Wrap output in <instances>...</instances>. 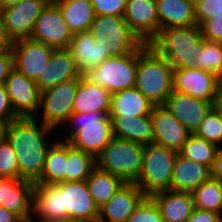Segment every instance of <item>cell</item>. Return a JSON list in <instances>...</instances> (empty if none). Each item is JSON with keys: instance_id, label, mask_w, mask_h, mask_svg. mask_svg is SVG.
<instances>
[{"instance_id": "6da1fadb", "label": "cell", "mask_w": 222, "mask_h": 222, "mask_svg": "<svg viewBox=\"0 0 222 222\" xmlns=\"http://www.w3.org/2000/svg\"><path fill=\"white\" fill-rule=\"evenodd\" d=\"M52 131L35 118H19L6 125L5 137L16 152L20 179L32 183L40 180L47 151L54 142L48 138Z\"/></svg>"}, {"instance_id": "7a4b0ae2", "label": "cell", "mask_w": 222, "mask_h": 222, "mask_svg": "<svg viewBox=\"0 0 222 222\" xmlns=\"http://www.w3.org/2000/svg\"><path fill=\"white\" fill-rule=\"evenodd\" d=\"M70 130L59 138L67 141L73 148L84 151L97 158L114 138L112 119L109 111L91 113L73 112L67 122ZM66 133V134H65Z\"/></svg>"}, {"instance_id": "3957f363", "label": "cell", "mask_w": 222, "mask_h": 222, "mask_svg": "<svg viewBox=\"0 0 222 222\" xmlns=\"http://www.w3.org/2000/svg\"><path fill=\"white\" fill-rule=\"evenodd\" d=\"M174 68L150 45L138 51L135 88L154 106H163L173 92Z\"/></svg>"}, {"instance_id": "277c9868", "label": "cell", "mask_w": 222, "mask_h": 222, "mask_svg": "<svg viewBox=\"0 0 222 222\" xmlns=\"http://www.w3.org/2000/svg\"><path fill=\"white\" fill-rule=\"evenodd\" d=\"M202 31L198 25L167 28L149 44L174 69L194 68V54L203 41Z\"/></svg>"}, {"instance_id": "5b68a950", "label": "cell", "mask_w": 222, "mask_h": 222, "mask_svg": "<svg viewBox=\"0 0 222 222\" xmlns=\"http://www.w3.org/2000/svg\"><path fill=\"white\" fill-rule=\"evenodd\" d=\"M143 147L142 170L135 184L146 196H151L159 191L170 190L178 152L165 148L156 141H150Z\"/></svg>"}, {"instance_id": "8992f818", "label": "cell", "mask_w": 222, "mask_h": 222, "mask_svg": "<svg viewBox=\"0 0 222 222\" xmlns=\"http://www.w3.org/2000/svg\"><path fill=\"white\" fill-rule=\"evenodd\" d=\"M89 32L110 56H125L147 45L122 16L96 15Z\"/></svg>"}, {"instance_id": "52a82bcc", "label": "cell", "mask_w": 222, "mask_h": 222, "mask_svg": "<svg viewBox=\"0 0 222 222\" xmlns=\"http://www.w3.org/2000/svg\"><path fill=\"white\" fill-rule=\"evenodd\" d=\"M142 144L113 138L96 158L97 166L126 183H135L143 164Z\"/></svg>"}, {"instance_id": "ba28073f", "label": "cell", "mask_w": 222, "mask_h": 222, "mask_svg": "<svg viewBox=\"0 0 222 222\" xmlns=\"http://www.w3.org/2000/svg\"><path fill=\"white\" fill-rule=\"evenodd\" d=\"M137 67L138 51H134L125 56H111L83 76L114 94L135 87Z\"/></svg>"}, {"instance_id": "9c48e42d", "label": "cell", "mask_w": 222, "mask_h": 222, "mask_svg": "<svg viewBox=\"0 0 222 222\" xmlns=\"http://www.w3.org/2000/svg\"><path fill=\"white\" fill-rule=\"evenodd\" d=\"M79 78L62 82L41 92L39 112L44 125L56 130L61 129L73 113V103L78 88ZM39 118V119H38Z\"/></svg>"}, {"instance_id": "30bf717a", "label": "cell", "mask_w": 222, "mask_h": 222, "mask_svg": "<svg viewBox=\"0 0 222 222\" xmlns=\"http://www.w3.org/2000/svg\"><path fill=\"white\" fill-rule=\"evenodd\" d=\"M48 3V0H23L0 10L7 36L12 41L30 38L36 20Z\"/></svg>"}, {"instance_id": "8fae6325", "label": "cell", "mask_w": 222, "mask_h": 222, "mask_svg": "<svg viewBox=\"0 0 222 222\" xmlns=\"http://www.w3.org/2000/svg\"><path fill=\"white\" fill-rule=\"evenodd\" d=\"M173 91L214 104L222 92L219 77L199 68L174 70Z\"/></svg>"}, {"instance_id": "7c38bea8", "label": "cell", "mask_w": 222, "mask_h": 222, "mask_svg": "<svg viewBox=\"0 0 222 222\" xmlns=\"http://www.w3.org/2000/svg\"><path fill=\"white\" fill-rule=\"evenodd\" d=\"M73 38L59 7L49 2L36 20L31 40L44 43L53 49H68Z\"/></svg>"}, {"instance_id": "4fadbf2b", "label": "cell", "mask_w": 222, "mask_h": 222, "mask_svg": "<svg viewBox=\"0 0 222 222\" xmlns=\"http://www.w3.org/2000/svg\"><path fill=\"white\" fill-rule=\"evenodd\" d=\"M3 85L19 118L39 116L41 91L34 80L13 68Z\"/></svg>"}, {"instance_id": "5bb4252c", "label": "cell", "mask_w": 222, "mask_h": 222, "mask_svg": "<svg viewBox=\"0 0 222 222\" xmlns=\"http://www.w3.org/2000/svg\"><path fill=\"white\" fill-rule=\"evenodd\" d=\"M55 185L62 191L63 211L68 213V222L99 219L100 209L89 192L86 180L65 181Z\"/></svg>"}, {"instance_id": "9a60e30c", "label": "cell", "mask_w": 222, "mask_h": 222, "mask_svg": "<svg viewBox=\"0 0 222 222\" xmlns=\"http://www.w3.org/2000/svg\"><path fill=\"white\" fill-rule=\"evenodd\" d=\"M11 49L13 68L34 81L37 80L39 75H42L45 65L55 50L30 38L13 41Z\"/></svg>"}, {"instance_id": "2e32d148", "label": "cell", "mask_w": 222, "mask_h": 222, "mask_svg": "<svg viewBox=\"0 0 222 222\" xmlns=\"http://www.w3.org/2000/svg\"><path fill=\"white\" fill-rule=\"evenodd\" d=\"M124 19L145 44H150L160 32L157 0H127Z\"/></svg>"}, {"instance_id": "e0dca14e", "label": "cell", "mask_w": 222, "mask_h": 222, "mask_svg": "<svg viewBox=\"0 0 222 222\" xmlns=\"http://www.w3.org/2000/svg\"><path fill=\"white\" fill-rule=\"evenodd\" d=\"M34 183L20 178H0V206L23 221L33 217Z\"/></svg>"}, {"instance_id": "ac0fdd59", "label": "cell", "mask_w": 222, "mask_h": 222, "mask_svg": "<svg viewBox=\"0 0 222 222\" xmlns=\"http://www.w3.org/2000/svg\"><path fill=\"white\" fill-rule=\"evenodd\" d=\"M153 141L179 152L191 133L164 106H154L151 111Z\"/></svg>"}, {"instance_id": "d6986e66", "label": "cell", "mask_w": 222, "mask_h": 222, "mask_svg": "<svg viewBox=\"0 0 222 222\" xmlns=\"http://www.w3.org/2000/svg\"><path fill=\"white\" fill-rule=\"evenodd\" d=\"M32 221L68 222V213L63 211L62 191L55 184L34 183Z\"/></svg>"}, {"instance_id": "ffe728a7", "label": "cell", "mask_w": 222, "mask_h": 222, "mask_svg": "<svg viewBox=\"0 0 222 222\" xmlns=\"http://www.w3.org/2000/svg\"><path fill=\"white\" fill-rule=\"evenodd\" d=\"M163 106L193 134L213 104L200 98L173 91Z\"/></svg>"}, {"instance_id": "44dd1931", "label": "cell", "mask_w": 222, "mask_h": 222, "mask_svg": "<svg viewBox=\"0 0 222 222\" xmlns=\"http://www.w3.org/2000/svg\"><path fill=\"white\" fill-rule=\"evenodd\" d=\"M145 196L135 183H126L100 208L99 220L102 222H127Z\"/></svg>"}, {"instance_id": "7402d4cb", "label": "cell", "mask_w": 222, "mask_h": 222, "mask_svg": "<svg viewBox=\"0 0 222 222\" xmlns=\"http://www.w3.org/2000/svg\"><path fill=\"white\" fill-rule=\"evenodd\" d=\"M81 73L76 68L74 59L67 49H56L52 52L42 75L35 81L40 91H44L59 83L78 79Z\"/></svg>"}, {"instance_id": "603a6c76", "label": "cell", "mask_w": 222, "mask_h": 222, "mask_svg": "<svg viewBox=\"0 0 222 222\" xmlns=\"http://www.w3.org/2000/svg\"><path fill=\"white\" fill-rule=\"evenodd\" d=\"M67 50L74 59L75 66L81 75L96 68L104 60L111 57L95 41L94 36L90 32L74 34Z\"/></svg>"}, {"instance_id": "cb8c5ba5", "label": "cell", "mask_w": 222, "mask_h": 222, "mask_svg": "<svg viewBox=\"0 0 222 222\" xmlns=\"http://www.w3.org/2000/svg\"><path fill=\"white\" fill-rule=\"evenodd\" d=\"M210 178V168L208 166L187 159L178 153L174 164L170 190L192 193Z\"/></svg>"}, {"instance_id": "d4e9b609", "label": "cell", "mask_w": 222, "mask_h": 222, "mask_svg": "<svg viewBox=\"0 0 222 222\" xmlns=\"http://www.w3.org/2000/svg\"><path fill=\"white\" fill-rule=\"evenodd\" d=\"M151 197L160 209L163 222H187L195 208L190 192L164 190Z\"/></svg>"}, {"instance_id": "484cf974", "label": "cell", "mask_w": 222, "mask_h": 222, "mask_svg": "<svg viewBox=\"0 0 222 222\" xmlns=\"http://www.w3.org/2000/svg\"><path fill=\"white\" fill-rule=\"evenodd\" d=\"M112 119L113 137L134 143L153 141V122L150 115H109Z\"/></svg>"}, {"instance_id": "4316f807", "label": "cell", "mask_w": 222, "mask_h": 222, "mask_svg": "<svg viewBox=\"0 0 222 222\" xmlns=\"http://www.w3.org/2000/svg\"><path fill=\"white\" fill-rule=\"evenodd\" d=\"M111 95L106 88L92 84L81 75L73 103V112L110 111Z\"/></svg>"}, {"instance_id": "83f0119b", "label": "cell", "mask_w": 222, "mask_h": 222, "mask_svg": "<svg viewBox=\"0 0 222 222\" xmlns=\"http://www.w3.org/2000/svg\"><path fill=\"white\" fill-rule=\"evenodd\" d=\"M157 14L160 31L197 25L194 5L185 0H157Z\"/></svg>"}, {"instance_id": "f1b7e54d", "label": "cell", "mask_w": 222, "mask_h": 222, "mask_svg": "<svg viewBox=\"0 0 222 222\" xmlns=\"http://www.w3.org/2000/svg\"><path fill=\"white\" fill-rule=\"evenodd\" d=\"M54 3L73 35L89 32L96 17L91 0H57Z\"/></svg>"}, {"instance_id": "f546056e", "label": "cell", "mask_w": 222, "mask_h": 222, "mask_svg": "<svg viewBox=\"0 0 222 222\" xmlns=\"http://www.w3.org/2000/svg\"><path fill=\"white\" fill-rule=\"evenodd\" d=\"M154 105L135 87L111 95L109 115H150Z\"/></svg>"}, {"instance_id": "4dcf8cb0", "label": "cell", "mask_w": 222, "mask_h": 222, "mask_svg": "<svg viewBox=\"0 0 222 222\" xmlns=\"http://www.w3.org/2000/svg\"><path fill=\"white\" fill-rule=\"evenodd\" d=\"M53 134L57 140L51 144L47 151L44 168L38 181L42 184L65 182L67 141L58 139L61 133L54 132Z\"/></svg>"}, {"instance_id": "1f68e13d", "label": "cell", "mask_w": 222, "mask_h": 222, "mask_svg": "<svg viewBox=\"0 0 222 222\" xmlns=\"http://www.w3.org/2000/svg\"><path fill=\"white\" fill-rule=\"evenodd\" d=\"M86 183L93 200L100 209L117 193L126 182L96 166Z\"/></svg>"}, {"instance_id": "d6a6232c", "label": "cell", "mask_w": 222, "mask_h": 222, "mask_svg": "<svg viewBox=\"0 0 222 222\" xmlns=\"http://www.w3.org/2000/svg\"><path fill=\"white\" fill-rule=\"evenodd\" d=\"M97 166L96 158L67 142L65 181H85Z\"/></svg>"}, {"instance_id": "836d02e7", "label": "cell", "mask_w": 222, "mask_h": 222, "mask_svg": "<svg viewBox=\"0 0 222 222\" xmlns=\"http://www.w3.org/2000/svg\"><path fill=\"white\" fill-rule=\"evenodd\" d=\"M191 194L195 208L220 214L222 207V182L210 178Z\"/></svg>"}, {"instance_id": "e575fe53", "label": "cell", "mask_w": 222, "mask_h": 222, "mask_svg": "<svg viewBox=\"0 0 222 222\" xmlns=\"http://www.w3.org/2000/svg\"><path fill=\"white\" fill-rule=\"evenodd\" d=\"M219 149L217 145L191 134L178 153L187 159L211 168Z\"/></svg>"}, {"instance_id": "d590c367", "label": "cell", "mask_w": 222, "mask_h": 222, "mask_svg": "<svg viewBox=\"0 0 222 222\" xmlns=\"http://www.w3.org/2000/svg\"><path fill=\"white\" fill-rule=\"evenodd\" d=\"M193 58L195 60L194 68L211 72L220 77L222 73V43L203 39Z\"/></svg>"}, {"instance_id": "8d00e7d4", "label": "cell", "mask_w": 222, "mask_h": 222, "mask_svg": "<svg viewBox=\"0 0 222 222\" xmlns=\"http://www.w3.org/2000/svg\"><path fill=\"white\" fill-rule=\"evenodd\" d=\"M193 134L222 148V119L214 106Z\"/></svg>"}, {"instance_id": "74e56055", "label": "cell", "mask_w": 222, "mask_h": 222, "mask_svg": "<svg viewBox=\"0 0 222 222\" xmlns=\"http://www.w3.org/2000/svg\"><path fill=\"white\" fill-rule=\"evenodd\" d=\"M0 178H20L16 152L6 137L0 141Z\"/></svg>"}, {"instance_id": "f35d334b", "label": "cell", "mask_w": 222, "mask_h": 222, "mask_svg": "<svg viewBox=\"0 0 222 222\" xmlns=\"http://www.w3.org/2000/svg\"><path fill=\"white\" fill-rule=\"evenodd\" d=\"M127 222H163L160 209L151 196H145Z\"/></svg>"}, {"instance_id": "ab89813d", "label": "cell", "mask_w": 222, "mask_h": 222, "mask_svg": "<svg viewBox=\"0 0 222 222\" xmlns=\"http://www.w3.org/2000/svg\"><path fill=\"white\" fill-rule=\"evenodd\" d=\"M194 8L199 27L208 19L222 18V0H201Z\"/></svg>"}, {"instance_id": "60d3db41", "label": "cell", "mask_w": 222, "mask_h": 222, "mask_svg": "<svg viewBox=\"0 0 222 222\" xmlns=\"http://www.w3.org/2000/svg\"><path fill=\"white\" fill-rule=\"evenodd\" d=\"M96 15L124 17L127 0H91Z\"/></svg>"}, {"instance_id": "b9f144b4", "label": "cell", "mask_w": 222, "mask_h": 222, "mask_svg": "<svg viewBox=\"0 0 222 222\" xmlns=\"http://www.w3.org/2000/svg\"><path fill=\"white\" fill-rule=\"evenodd\" d=\"M202 36L210 42L222 43V18H211L201 26Z\"/></svg>"}, {"instance_id": "7bdbcfd3", "label": "cell", "mask_w": 222, "mask_h": 222, "mask_svg": "<svg viewBox=\"0 0 222 222\" xmlns=\"http://www.w3.org/2000/svg\"><path fill=\"white\" fill-rule=\"evenodd\" d=\"M17 119H19V117L15 114L6 88L2 84L0 85V123L8 125Z\"/></svg>"}, {"instance_id": "ee69618b", "label": "cell", "mask_w": 222, "mask_h": 222, "mask_svg": "<svg viewBox=\"0 0 222 222\" xmlns=\"http://www.w3.org/2000/svg\"><path fill=\"white\" fill-rule=\"evenodd\" d=\"M187 222H222L221 214L194 208Z\"/></svg>"}, {"instance_id": "f6af8a7d", "label": "cell", "mask_w": 222, "mask_h": 222, "mask_svg": "<svg viewBox=\"0 0 222 222\" xmlns=\"http://www.w3.org/2000/svg\"><path fill=\"white\" fill-rule=\"evenodd\" d=\"M13 69L12 50L0 52V85L4 84L9 72Z\"/></svg>"}, {"instance_id": "bcb514c9", "label": "cell", "mask_w": 222, "mask_h": 222, "mask_svg": "<svg viewBox=\"0 0 222 222\" xmlns=\"http://www.w3.org/2000/svg\"><path fill=\"white\" fill-rule=\"evenodd\" d=\"M211 179L219 180L222 182V148L216 154V157L210 168Z\"/></svg>"}, {"instance_id": "7dc6e473", "label": "cell", "mask_w": 222, "mask_h": 222, "mask_svg": "<svg viewBox=\"0 0 222 222\" xmlns=\"http://www.w3.org/2000/svg\"><path fill=\"white\" fill-rule=\"evenodd\" d=\"M12 40L7 36L5 27L0 17V52L12 50Z\"/></svg>"}, {"instance_id": "c3c4849f", "label": "cell", "mask_w": 222, "mask_h": 222, "mask_svg": "<svg viewBox=\"0 0 222 222\" xmlns=\"http://www.w3.org/2000/svg\"><path fill=\"white\" fill-rule=\"evenodd\" d=\"M0 222H23V220L14 212L0 206Z\"/></svg>"}, {"instance_id": "681fc988", "label": "cell", "mask_w": 222, "mask_h": 222, "mask_svg": "<svg viewBox=\"0 0 222 222\" xmlns=\"http://www.w3.org/2000/svg\"><path fill=\"white\" fill-rule=\"evenodd\" d=\"M23 0H0V10L9 7L11 5L17 4Z\"/></svg>"}, {"instance_id": "f907efd6", "label": "cell", "mask_w": 222, "mask_h": 222, "mask_svg": "<svg viewBox=\"0 0 222 222\" xmlns=\"http://www.w3.org/2000/svg\"><path fill=\"white\" fill-rule=\"evenodd\" d=\"M213 106L216 108V110L218 111V113L220 114L221 119H222V92L218 96V99L213 104Z\"/></svg>"}, {"instance_id": "816d5d0a", "label": "cell", "mask_w": 222, "mask_h": 222, "mask_svg": "<svg viewBox=\"0 0 222 222\" xmlns=\"http://www.w3.org/2000/svg\"><path fill=\"white\" fill-rule=\"evenodd\" d=\"M6 125L0 123V141L5 137Z\"/></svg>"}, {"instance_id": "f5cc1de1", "label": "cell", "mask_w": 222, "mask_h": 222, "mask_svg": "<svg viewBox=\"0 0 222 222\" xmlns=\"http://www.w3.org/2000/svg\"><path fill=\"white\" fill-rule=\"evenodd\" d=\"M186 2H189L191 4H193L194 6L199 3L201 0H185Z\"/></svg>"}, {"instance_id": "db71d44e", "label": "cell", "mask_w": 222, "mask_h": 222, "mask_svg": "<svg viewBox=\"0 0 222 222\" xmlns=\"http://www.w3.org/2000/svg\"><path fill=\"white\" fill-rule=\"evenodd\" d=\"M219 82H220V85H221V88H222V73H221V75L219 77Z\"/></svg>"}, {"instance_id": "11a10c76", "label": "cell", "mask_w": 222, "mask_h": 222, "mask_svg": "<svg viewBox=\"0 0 222 222\" xmlns=\"http://www.w3.org/2000/svg\"><path fill=\"white\" fill-rule=\"evenodd\" d=\"M85 222H102V221H100V220L98 219V220H95V221H85Z\"/></svg>"}]
</instances>
